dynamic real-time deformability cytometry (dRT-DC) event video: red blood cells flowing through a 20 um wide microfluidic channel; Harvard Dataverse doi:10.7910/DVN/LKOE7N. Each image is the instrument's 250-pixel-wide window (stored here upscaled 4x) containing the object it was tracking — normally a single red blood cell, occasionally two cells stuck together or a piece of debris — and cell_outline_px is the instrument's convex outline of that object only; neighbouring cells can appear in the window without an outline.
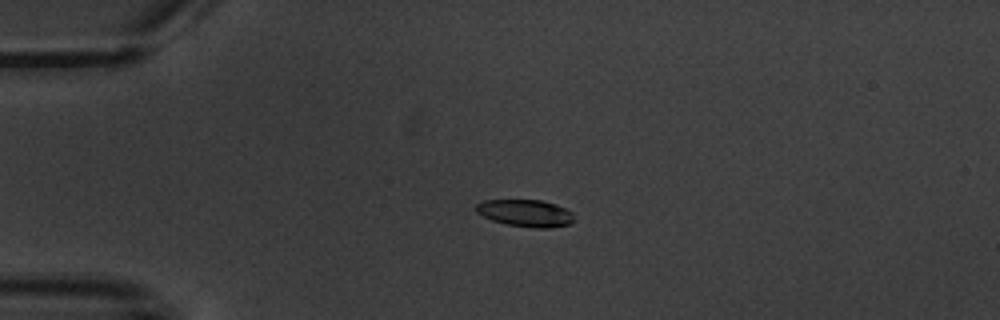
{"species": "common noctule bat (a hibernating species)", "species_latin": "Nyctalus noctula", "temperature_condition": "warm", "stored_images_in_passage": 5, "camera_frame_rate_fps": 3000, "um_per_image_px": 0.085, "animal": {"sex": "male", "body_mass_g": 20.1, "forearm_length_mm": 53.5}, "frame": {"image": 1, "passage_image": 4, "time_ms": 3.667, "image_size_px": [1000, 320], "cell_outline_px": [[576, 220], [568, 224], [548, 228], [532, 228], [508, 224], [492, 220], [476, 212], [476, 204], [484, 200], [540, 200], [556, 204], [572, 212]], "centroid_in_image_um": [44.69, 18.11], "position_along_channel_um": 40.3, "area_um2": 15.43}}